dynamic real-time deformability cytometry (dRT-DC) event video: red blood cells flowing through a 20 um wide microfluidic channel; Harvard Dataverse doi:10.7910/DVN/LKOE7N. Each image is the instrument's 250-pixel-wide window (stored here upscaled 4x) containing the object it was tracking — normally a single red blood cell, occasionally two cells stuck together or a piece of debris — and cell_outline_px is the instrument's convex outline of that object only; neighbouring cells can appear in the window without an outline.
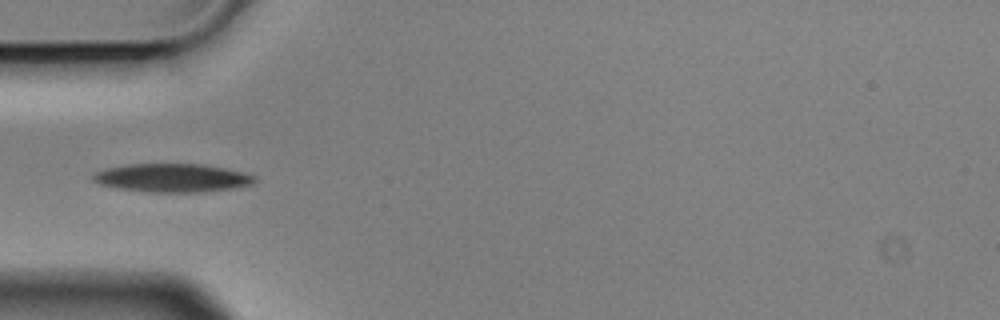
{"species": "Egyptian fruit bat (a non-hibernating species)", "species_latin": "Rousettus aegyptiacus", "temperature_condition": "cold", "stored_images_in_passage": 4, "camera_frame_rate_fps": 3000, "um_per_image_px": 0.085, "animal": {"sex": "male"}, "frame": {"image": 1, "passage_image": 4, "time_ms": 1.0, "image_size_px": [1000, 320], "cell_outline_px": [[256, 180], [252, 184], [232, 188], [200, 192], [152, 192], [120, 188], [100, 184], [92, 180], [92, 176], [96, 172], [108, 168], [128, 164], [204, 164], [224, 168], [256, 176]], "centroid_in_image_um": [14.65, 15.11], "position_along_channel_um": 70.4, "area_um2": 26.41}}